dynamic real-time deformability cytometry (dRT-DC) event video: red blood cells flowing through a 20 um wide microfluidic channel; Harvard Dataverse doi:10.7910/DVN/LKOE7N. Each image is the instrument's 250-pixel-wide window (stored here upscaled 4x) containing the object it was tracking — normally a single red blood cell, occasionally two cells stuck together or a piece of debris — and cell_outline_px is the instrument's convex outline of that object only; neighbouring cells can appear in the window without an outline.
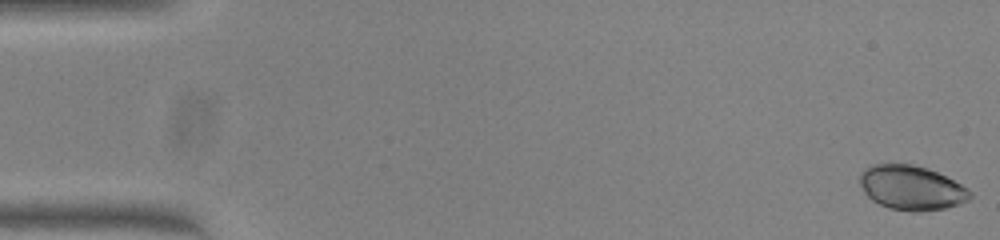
{"species": "common noctule bat (a hibernating species)", "species_latin": "Nyctalus noctula", "temperature_condition": "warm", "stored_images_in_passage": 51, "camera_frame_rate_fps": 3000, "um_per_image_px": 0.085, "animal": {"sex": "female", "body_mass_g": 23.0, "forearm_length_mm": 53.4}, "frame": {"image": 1, "passage_image": 1, "time_ms": 0.0, "image_size_px": [1000, 240], "cell_outline_px": [[972, 196], [968, 200], [960, 204], [944, 208], [920, 212], [912, 212], [888, 208], [872, 200], [864, 192], [860, 184], [860, 172], [868, 164], [912, 164], [928, 168], [968, 188], [972, 192]], "centroid_in_image_um": [77.45, 15.96], "position_along_channel_um": 7.5, "area_um2": 28.67}}
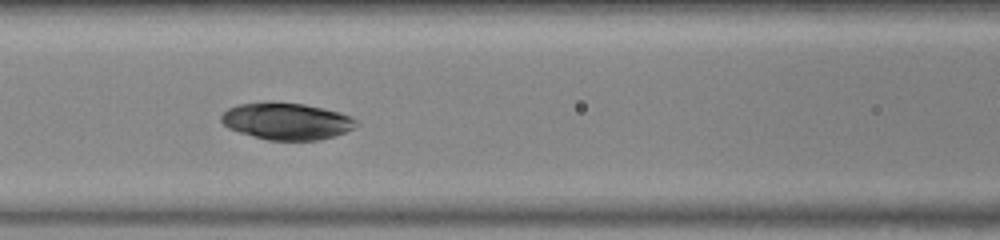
{"frame": {"image": 2, "passage_image": 22, "time_ms": 7.0, "image_size_px": [1000, 240], "cell_outline_px": [[360, 124], [344, 132], [320, 140], [268, 140], [240, 132], [228, 128], [220, 120], [220, 116], [228, 108], [236, 104], [264, 100], [272, 100], [304, 104], [340, 112], [352, 116]], "centroid_in_image_um": [24.33, 10.26], "position_along_channel_um": 142.3, "area_um2": 29.42}}
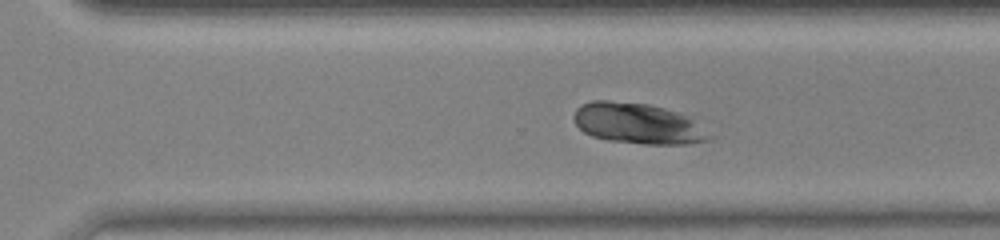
{"frame": {"image": 3, "passage_image": 35, "time_ms": 11.333, "image_size_px": [1000, 240], "cell_outline_px": [[712, 136], [708, 140], [692, 144], [644, 144], [608, 140], [592, 136], [584, 132], [576, 124], [572, 116], [576, 108], [580, 104], [592, 100], [608, 100], [648, 104], [664, 108], [676, 112], [684, 116]], "centroid_in_image_um": [54.12, 10.5], "position_along_channel_um": 316.5, "area_um2": 31.79}}